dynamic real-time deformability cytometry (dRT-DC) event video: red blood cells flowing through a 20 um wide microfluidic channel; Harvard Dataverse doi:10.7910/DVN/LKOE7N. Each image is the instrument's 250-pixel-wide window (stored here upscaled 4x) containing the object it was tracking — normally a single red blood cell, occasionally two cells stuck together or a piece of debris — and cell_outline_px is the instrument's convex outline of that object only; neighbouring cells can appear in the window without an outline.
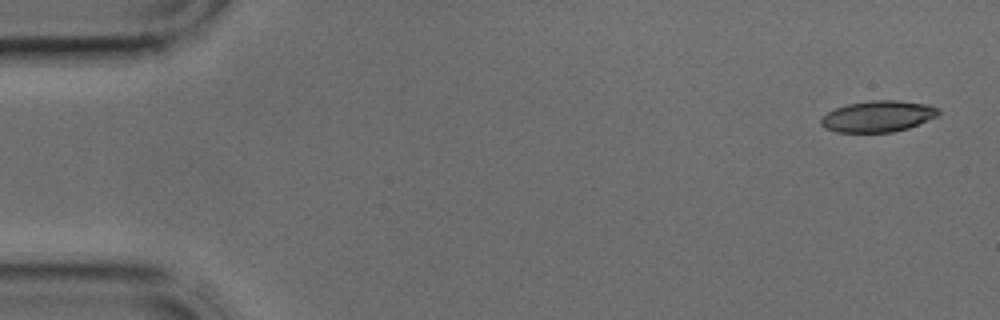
{"species": "common noctule bat (a hibernating species)", "species_latin": "Nyctalus noctula", "temperature_condition": "cold", "stored_images_in_passage": 4, "camera_frame_rate_fps": 3000, "um_per_image_px": 0.085, "animal": {"sex": "male", "body_mass_g": 17.9, "forearm_length_mm": 54.2}, "frame": {"image": 1, "passage_image": 1, "time_ms": 0.0, "image_size_px": [1000, 320], "cell_outline_px": [[940, 112], [936, 116], [908, 128], [892, 132], [836, 132], [824, 128], [820, 124], [820, 116], [836, 108], [848, 104], [872, 100], [900, 100], [928, 104], [940, 108]], "centroid_in_image_um": [74.6, 9.88], "position_along_channel_um": 10.4, "area_um2": 21.44}}
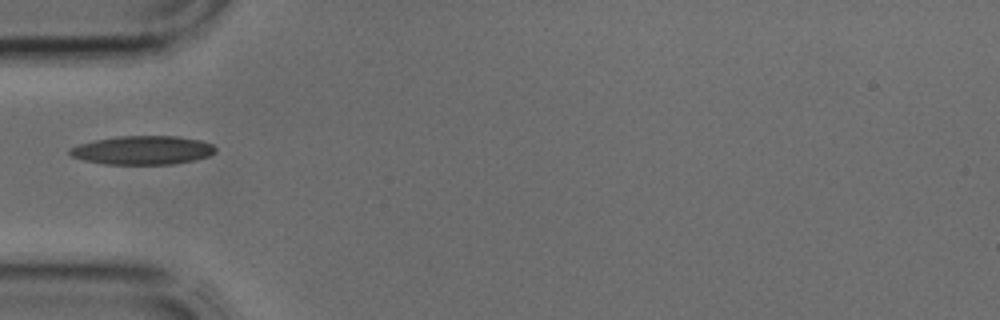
{"frame": {"image": 2, "passage_image": 4, "time_ms": 1.0, "image_size_px": [1000, 320], "cell_outline_px": [[216, 152], [208, 156], [192, 160], [172, 164], [104, 164], [84, 160], [72, 156], [68, 152], [68, 148], [80, 144], [96, 140], [116, 136], [176, 136], [200, 140], [212, 144], [216, 148]], "centroid_in_image_um": [12.11, 12.76], "position_along_channel_um": 72.9, "area_um2": 24.28}}